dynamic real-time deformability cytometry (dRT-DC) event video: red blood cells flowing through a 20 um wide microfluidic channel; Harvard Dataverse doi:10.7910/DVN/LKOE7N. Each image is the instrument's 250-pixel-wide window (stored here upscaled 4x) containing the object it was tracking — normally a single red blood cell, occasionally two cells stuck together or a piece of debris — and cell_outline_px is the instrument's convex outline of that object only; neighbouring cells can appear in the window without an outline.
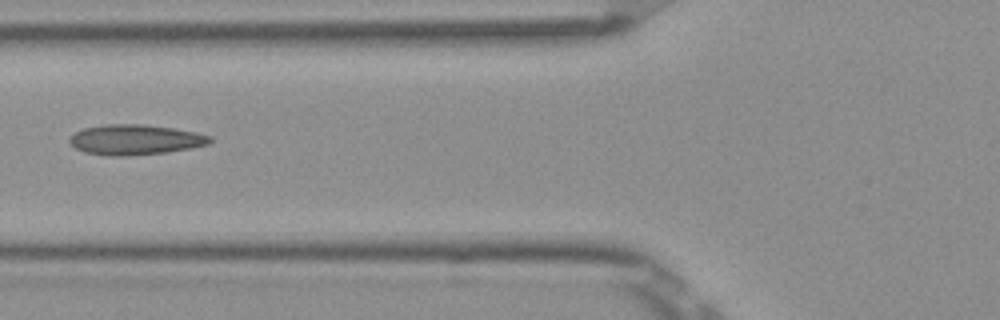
{"species": "Egyptian fruit bat (a non-hibernating species)", "species_latin": "Rousettus aegyptiacus", "temperature_condition": "room temperature", "stored_images_in_passage": 7, "camera_frame_rate_fps": 3000, "um_per_image_px": 0.085, "frame": {"image": 1, "passage_image": 6, "time_ms": 1.667, "image_size_px": [1000, 320], "cell_outline_px": [[212, 140], [208, 144], [168, 152], [124, 156], [108, 156], [84, 152], [76, 148], [68, 140], [68, 136], [84, 128], [104, 124], [144, 124], [172, 128], [196, 132], [212, 136]], "centroid_in_image_um": [11.46, 11.87], "position_along_channel_um": 114.3, "area_um2": 24.74}}
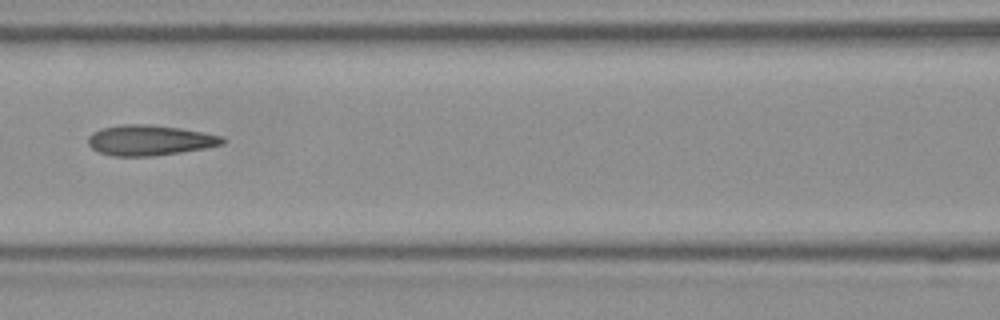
{"frame": {"image": 2, "passage_image": 7, "time_ms": 2.0, "image_size_px": [1000, 320], "cell_outline_px": [[228, 140], [224, 144], [204, 148], [180, 152], [152, 156], [112, 156], [100, 152], [92, 148], [88, 144], [88, 136], [92, 132], [100, 128], [124, 124], [148, 124], [180, 128], [204, 132], [224, 136]], "centroid_in_image_um": [12.74, 11.91], "position_along_channel_um": 153.9, "area_um2": 23.93}}